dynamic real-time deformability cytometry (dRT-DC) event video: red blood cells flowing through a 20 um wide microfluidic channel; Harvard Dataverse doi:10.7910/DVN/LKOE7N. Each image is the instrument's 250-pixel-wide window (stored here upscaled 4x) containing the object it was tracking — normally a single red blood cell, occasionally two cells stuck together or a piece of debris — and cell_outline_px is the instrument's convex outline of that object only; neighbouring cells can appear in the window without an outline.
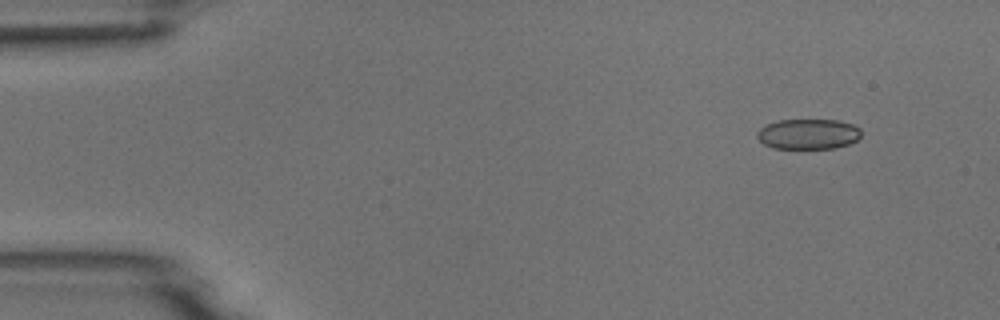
{"species": "common noctule bat (a hibernating species)", "species_latin": "Nyctalus noctula", "temperature_condition": "room temperature", "stored_images_in_passage": 5, "camera_frame_rate_fps": 3000, "um_per_image_px": 0.085, "animal": {"sex": "male", "body_mass_g": 18.8}, "frame": {"image": 1, "passage_image": 2, "time_ms": 1.0, "image_size_px": [1000, 320], "cell_outline_px": [[860, 136], [856, 140], [848, 144], [836, 148], [772, 148], [764, 144], [756, 136], [756, 132], [764, 124], [780, 120], [836, 120], [852, 124], [860, 128]], "centroid_in_image_um": [68.67, 11.39], "position_along_channel_um": 16.3, "area_um2": 18.38}}
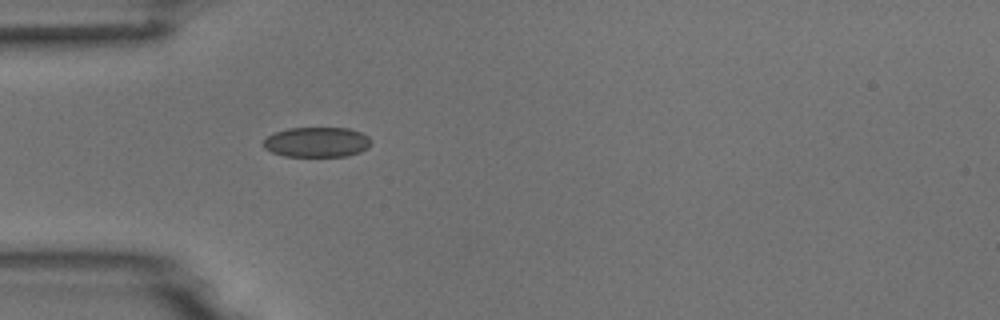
{"frame": {"image": 2, "passage_image": 5, "time_ms": 4.667, "image_size_px": [1000, 320], "cell_outline_px": [[372, 140], [368, 148], [360, 152], [348, 156], [284, 156], [272, 152], [264, 148], [264, 140], [268, 136], [276, 132], [288, 128], [348, 128], [360, 132], [368, 136]], "centroid_in_image_um": [26.96, 12.08], "position_along_channel_um": 58.0, "area_um2": 18.84}}